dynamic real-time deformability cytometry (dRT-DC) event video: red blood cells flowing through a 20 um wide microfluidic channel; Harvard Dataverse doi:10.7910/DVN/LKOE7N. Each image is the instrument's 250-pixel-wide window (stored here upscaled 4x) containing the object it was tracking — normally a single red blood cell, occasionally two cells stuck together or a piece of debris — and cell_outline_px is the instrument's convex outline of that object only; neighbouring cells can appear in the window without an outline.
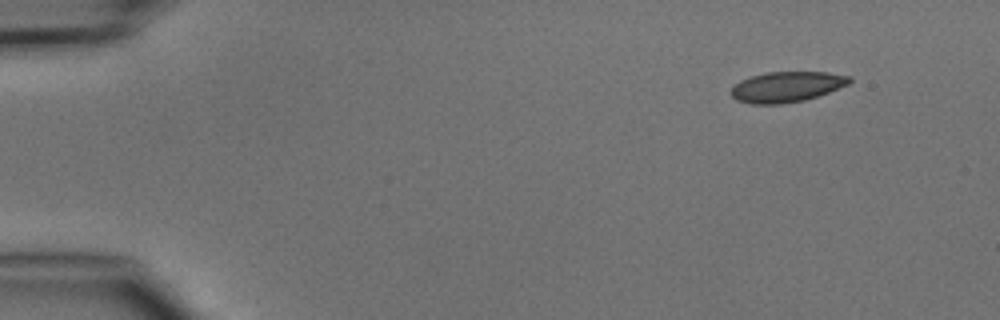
{"species": "common noctule bat (a hibernating species)", "species_latin": "Nyctalus noctula", "temperature_condition": "cold", "stored_images_in_passage": 3, "camera_frame_rate_fps": 3000, "um_per_image_px": 0.085, "animal": {"sex": "male", "body_mass_g": 15.6}, "frame": {"image": 1, "passage_image": 1, "time_ms": 0.0, "image_size_px": [1000, 320], "cell_outline_px": [[852, 80], [848, 84], [828, 92], [804, 100], [780, 104], [752, 104], [736, 100], [732, 96], [732, 88], [740, 80], [748, 76], [768, 72], [828, 72], [852, 76]], "centroid_in_image_um": [66.87, 7.37], "position_along_channel_um": 18.1, "area_um2": 20.98}}
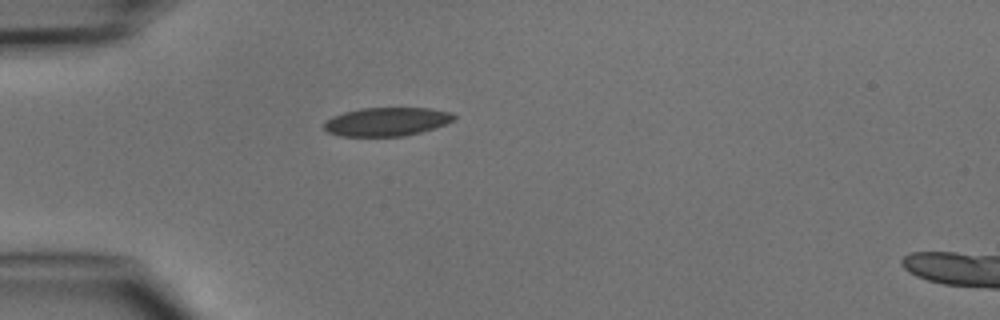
{"frame": {"image": 2, "passage_image": 3, "time_ms": 3.0, "image_size_px": [1000, 320], "cell_outline_px": [[456, 120], [420, 132], [404, 136], [340, 136], [328, 132], [324, 128], [324, 120], [332, 116], [344, 112], [360, 108], [432, 108], [452, 112], [456, 116]], "centroid_in_image_um": [32.86, 10.33], "position_along_channel_um": 52.1, "area_um2": 21.73}}